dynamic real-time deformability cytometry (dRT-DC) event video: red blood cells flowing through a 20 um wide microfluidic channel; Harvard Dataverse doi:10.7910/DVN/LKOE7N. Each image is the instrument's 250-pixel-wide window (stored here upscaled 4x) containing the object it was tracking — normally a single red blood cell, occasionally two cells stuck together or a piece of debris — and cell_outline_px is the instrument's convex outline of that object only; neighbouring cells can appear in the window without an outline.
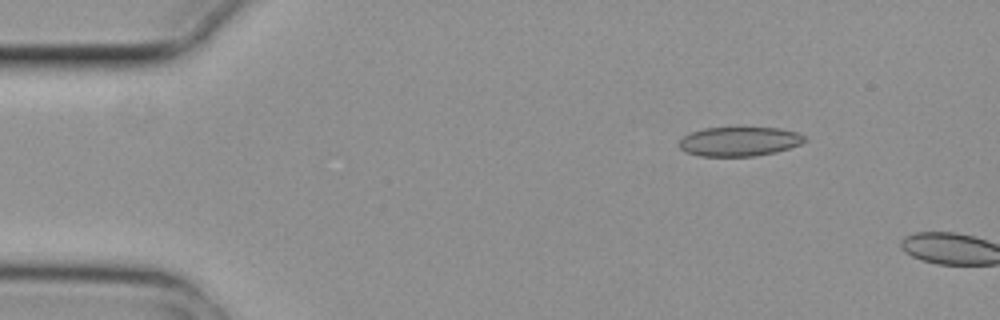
{"species": "common noctule bat (a hibernating species)", "species_latin": "Nyctalus noctula", "temperature_condition": "cold", "stored_images_in_passage": 3, "camera_frame_rate_fps": 3000, "um_per_image_px": 0.085, "animal": {"sex": "female", "body_mass_g": 29.2, "forearm_length_mm": 56.3}, "frame": {"image": 1, "passage_image": 2, "time_ms": 0.333, "image_size_px": [1000, 320], "cell_outline_px": [[808, 140], [800, 144], [776, 152], [756, 156], [700, 156], [684, 152], [680, 148], [680, 140], [684, 136], [692, 132], [704, 128], [780, 128], [796, 132], [804, 136]], "centroid_in_image_um": [62.85, 12.03], "position_along_channel_um": 22.2, "area_um2": 21.33}}